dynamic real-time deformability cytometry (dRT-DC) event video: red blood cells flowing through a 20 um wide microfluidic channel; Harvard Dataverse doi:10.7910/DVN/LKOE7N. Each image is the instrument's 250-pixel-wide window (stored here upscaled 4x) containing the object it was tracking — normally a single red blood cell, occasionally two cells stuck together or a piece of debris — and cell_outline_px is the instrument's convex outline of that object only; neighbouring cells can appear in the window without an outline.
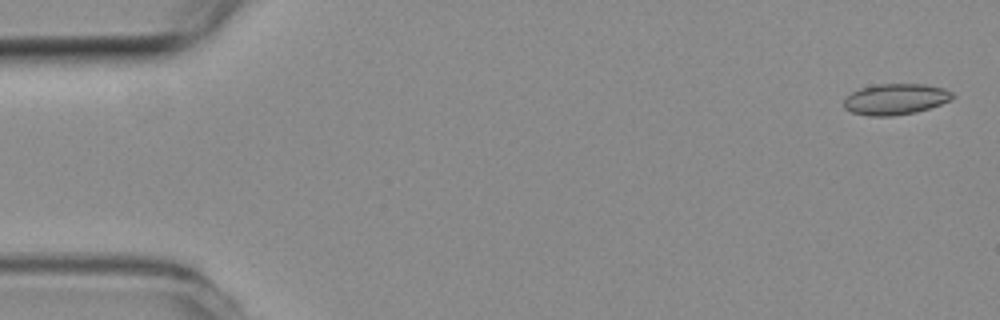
{"species": "common noctule bat (a hibernating species)", "species_latin": "Nyctalus noctula", "temperature_condition": "room temperature", "stored_images_in_passage": 54, "camera_frame_rate_fps": 3000, "um_per_image_px": 0.085, "animal": {"sex": "female", "body_mass_g": 19.3, "forearm_length_mm": 54.1}, "frame": {"image": 1, "passage_image": 2, "time_ms": 0.333, "image_size_px": [1000, 320], "cell_outline_px": [[956, 96], [952, 100], [916, 112], [892, 116], [868, 116], [852, 112], [844, 108], [844, 100], [852, 92], [860, 88], [880, 84], [924, 84], [944, 88], [952, 92]], "centroid_in_image_um": [76.14, 8.43], "position_along_channel_um": 8.9, "area_um2": 19.59}}
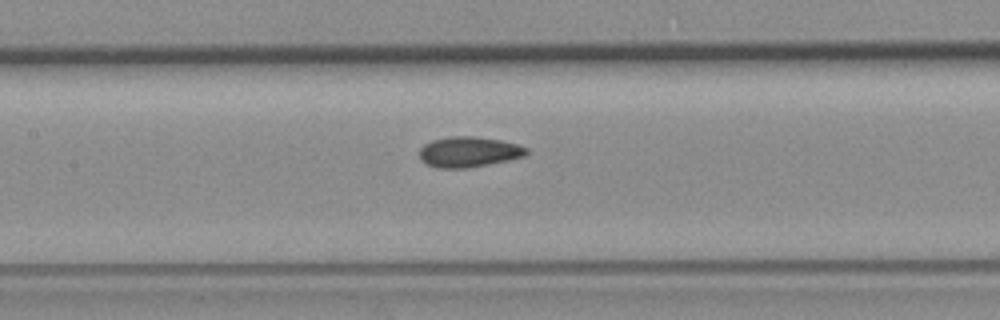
{"frame": {"image": 2, "passage_image": 25, "time_ms": 8.0, "image_size_px": [1000, 320], "cell_outline_px": [[528, 152], [524, 156], [508, 160], [468, 168], [436, 168], [420, 160], [420, 148], [424, 144], [432, 140], [448, 136], [472, 136], [500, 140], [516, 144], [528, 148]], "centroid_in_image_um": [39.82, 12.91], "position_along_channel_um": 167.6, "area_um2": 18.96}}
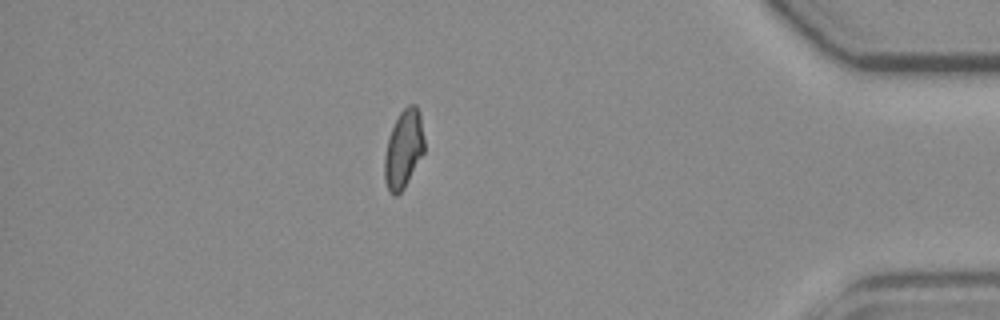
{"frame": {"image": 3, "passage_image": 47, "time_ms": 15.333, "image_size_px": [1000, 320], "cell_outline_px": [[424, 152], [404, 188], [396, 196], [392, 196], [388, 192], [384, 180], [384, 156], [388, 140], [392, 128], [400, 112], [408, 104], [416, 104], [420, 112], [424, 140]], "centroid_in_image_um": [34.3, 12.69], "position_along_channel_um": 400.9, "area_um2": 18.21}, "authors_computed_cell_mechanics": {"area_um2": 18.6405, "velocity_mm_per_s": 3.8054, "shape_relaxation_time_tau1_ms": null, "shape_relaxation_time_tau2_ms": 2.1942, "deformation_change_tau1": null, "deformation_change_tau2": 0.0552}}